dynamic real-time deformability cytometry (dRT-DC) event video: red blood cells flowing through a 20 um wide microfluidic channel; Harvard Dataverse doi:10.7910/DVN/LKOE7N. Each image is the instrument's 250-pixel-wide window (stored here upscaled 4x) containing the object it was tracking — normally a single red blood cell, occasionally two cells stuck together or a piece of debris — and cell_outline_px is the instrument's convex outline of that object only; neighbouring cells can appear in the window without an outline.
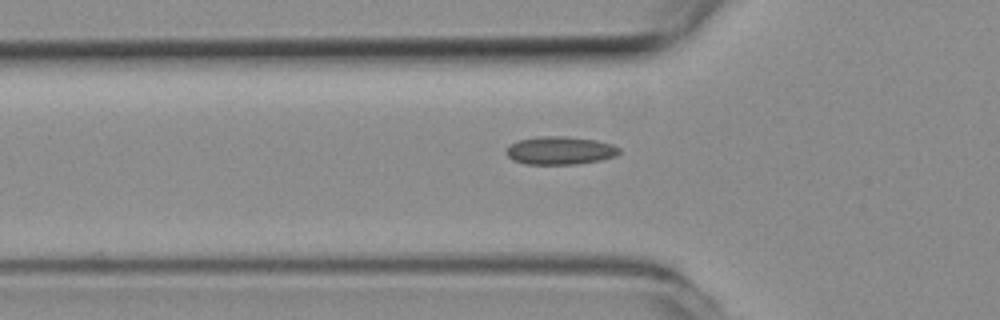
{"species": "common noctule bat (a hibernating species)", "species_latin": "Nyctalus noctula", "temperature_condition": "room temperature", "stored_images_in_passage": 35, "camera_frame_rate_fps": 3000, "um_per_image_px": 0.085, "animal": {"sex": "female", "body_mass_g": 19.3, "forearm_length_mm": 54.1}, "frame": {"image": 1, "passage_image": 3, "time_ms": 0.667, "image_size_px": [1000, 320], "cell_outline_px": [[620, 152], [616, 156], [600, 160], [576, 164], [524, 164], [512, 160], [504, 152], [516, 140], [540, 136], [564, 136], [596, 140], [612, 144], [620, 148]], "centroid_in_image_um": [47.59, 12.79], "position_along_channel_um": 78.2, "area_um2": 18.55}}
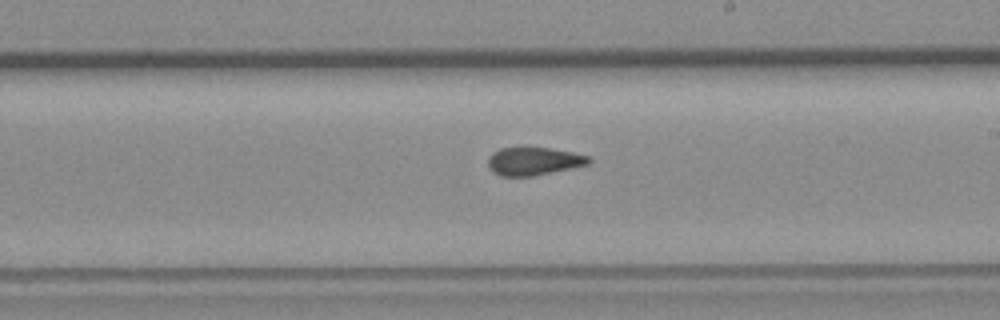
{"frame": {"image": 2, "passage_image": 16, "time_ms": 5.0, "image_size_px": [1000, 320], "cell_outline_px": [[592, 160], [588, 164], [532, 176], [500, 176], [492, 172], [488, 164], [488, 160], [492, 152], [500, 148], [520, 144], [524, 144], [572, 152], [588, 156]], "centroid_in_image_um": [45.29, 13.65], "position_along_channel_um": 243.7, "area_um2": 16.94}}
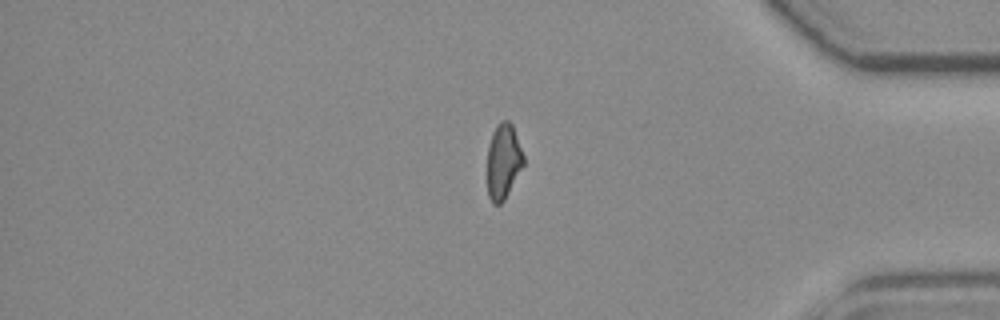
{"frame": {"image": 3, "passage_image": 30, "time_ms": 9.667, "image_size_px": [1000, 320], "cell_outline_px": [[524, 164], [504, 200], [500, 204], [492, 204], [488, 196], [488, 148], [492, 132], [496, 124], [500, 120], [508, 120], [512, 124], [524, 156]], "centroid_in_image_um": [42.78, 13.69], "position_along_channel_um": 392.4, "area_um2": 15.84}, "authors_computed_cell_mechanics": {"area_um2": 16.8776, "velocity_mm_per_s": 3.809, "shape_relaxation_time_tau1_ms": null, "shape_relaxation_time_tau2_ms": 1.8341, "deformation_change_tau1": null, "deformation_change_tau2": 0.07}}